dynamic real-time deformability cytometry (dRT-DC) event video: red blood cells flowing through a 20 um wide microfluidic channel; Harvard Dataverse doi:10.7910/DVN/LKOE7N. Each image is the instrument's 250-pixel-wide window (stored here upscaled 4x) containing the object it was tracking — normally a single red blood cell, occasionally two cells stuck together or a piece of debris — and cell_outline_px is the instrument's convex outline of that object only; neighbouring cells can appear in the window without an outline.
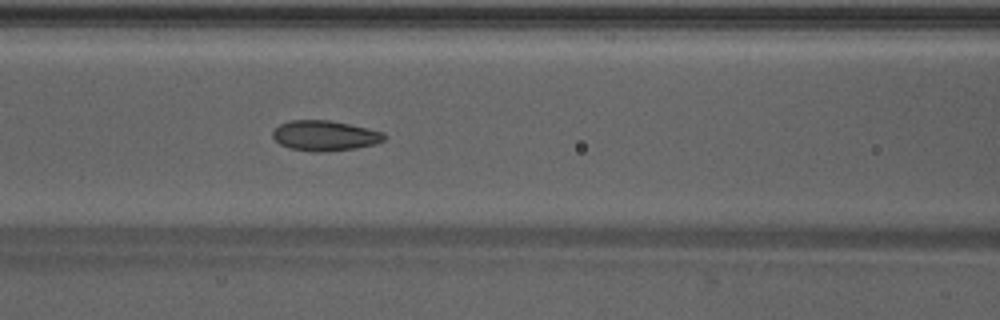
{"species": "Egyptian fruit bat (a non-hibernating species)", "species_latin": "Rousettus aegyptiacus", "temperature_condition": "warm", "stored_images_in_passage": 50, "camera_frame_rate_fps": 3000, "um_per_image_px": 0.085, "animal": {"sex": "male"}, "frame": {"image": 1, "passage_image": 22, "time_ms": 7.0, "image_size_px": [1000, 320], "cell_outline_px": [[384, 140], [376, 144], [356, 148], [324, 152], [316, 152], [288, 148], [280, 144], [272, 136], [272, 132], [280, 124], [288, 120], [328, 120], [368, 128], [384, 132]], "centroid_in_image_um": [27.6, 11.53], "position_along_channel_um": 139.0, "area_um2": 19.65}}
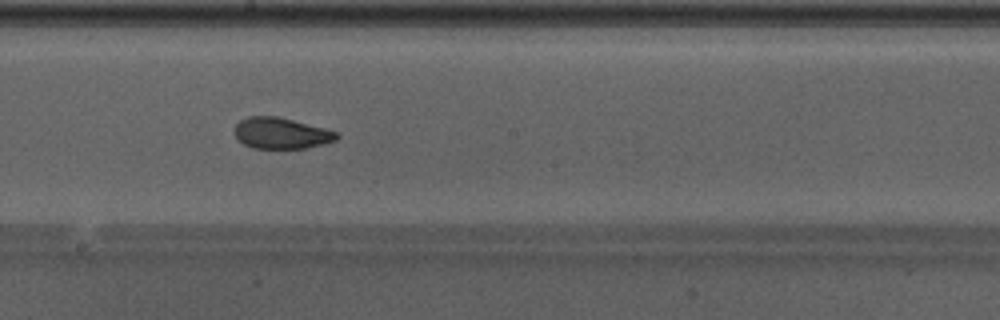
{"frame": {"image": 2, "passage_image": 28, "time_ms": 9.0, "image_size_px": [1000, 320], "cell_outline_px": [[340, 136], [336, 140], [304, 148], [252, 148], [244, 144], [236, 136], [236, 124], [240, 120], [248, 116], [276, 116], [324, 128], [336, 132]], "centroid_in_image_um": [23.89, 11.32], "position_along_channel_um": 224.3, "area_um2": 18.15}}
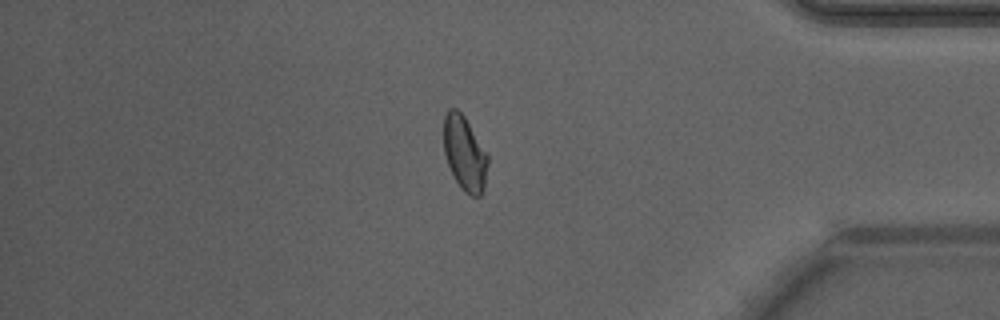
{"frame": {"image": 3, "passage_image": 42, "time_ms": 13.667, "image_size_px": [1000, 320], "cell_outline_px": [[488, 164], [484, 188], [480, 196], [472, 196], [464, 192], [460, 188], [448, 164], [444, 152], [444, 116], [448, 108], [456, 108], [464, 116], [488, 156]], "centroid_in_image_um": [39.49, 13.05], "position_along_channel_um": 395.7, "area_um2": 18.96}, "authors_computed_cell_mechanics": {"area_um2": 19.6231, "velocity_mm_per_s": 4.2756, "shape_relaxation_time_tau1_ms": 7.5126, "shape_relaxation_time_tau2_ms": 1.2384, "deformation_change_tau1": 0.1756, "deformation_change_tau2": 0.0531}}